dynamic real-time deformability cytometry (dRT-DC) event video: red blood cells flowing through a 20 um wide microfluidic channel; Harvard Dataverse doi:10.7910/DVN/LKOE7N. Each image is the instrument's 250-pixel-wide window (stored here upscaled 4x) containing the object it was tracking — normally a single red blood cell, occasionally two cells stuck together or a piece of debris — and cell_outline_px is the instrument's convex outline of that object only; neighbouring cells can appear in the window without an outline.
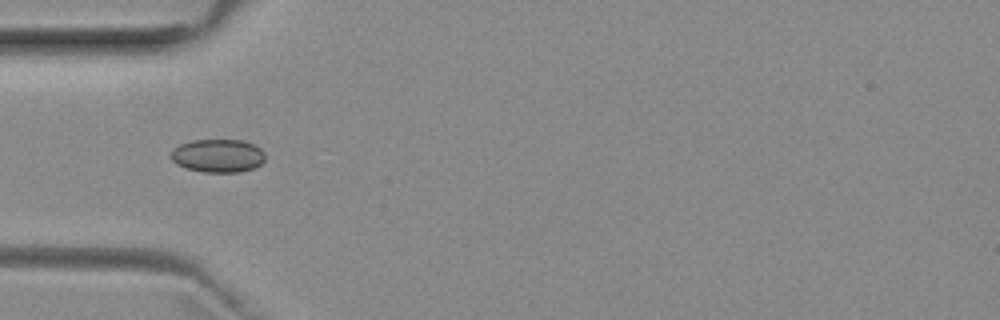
{"species": "common noctule bat (a hibernating species)", "species_latin": "Nyctalus noctula", "temperature_condition": "room temperature", "stored_images_in_passage": 14, "camera_frame_rate_fps": 3000, "um_per_image_px": 0.085, "animal": {"sex": "female", "body_mass_g": 29.2, "forearm_length_mm": 56.3}, "frame": {"image": 1, "passage_image": 3, "time_ms": 0.667, "image_size_px": [1000, 320], "cell_outline_px": [[264, 160], [260, 164], [252, 168], [240, 172], [204, 172], [188, 168], [176, 164], [172, 160], [172, 152], [180, 144], [192, 140], [244, 140], [260, 148], [264, 152]], "centroid_in_image_um": [18.54, 13.23], "position_along_channel_um": 66.5, "area_um2": 18.03}}
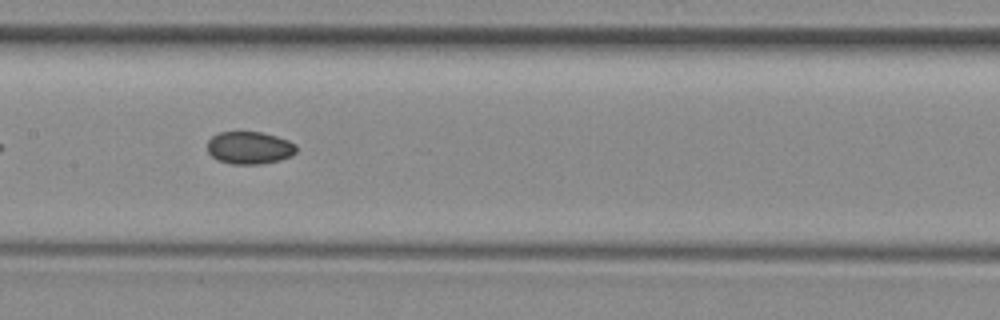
{"frame": {"image": 2, "passage_image": 12, "time_ms": 3.667, "image_size_px": [1000, 320], "cell_outline_px": [[296, 152], [292, 156], [280, 160], [260, 164], [232, 164], [216, 160], [208, 152], [208, 140], [212, 136], [220, 132], [264, 132], [288, 140], [296, 144]], "centroid_in_image_um": [21.21, 12.56], "position_along_channel_um": 186.2, "area_um2": 16.99}}